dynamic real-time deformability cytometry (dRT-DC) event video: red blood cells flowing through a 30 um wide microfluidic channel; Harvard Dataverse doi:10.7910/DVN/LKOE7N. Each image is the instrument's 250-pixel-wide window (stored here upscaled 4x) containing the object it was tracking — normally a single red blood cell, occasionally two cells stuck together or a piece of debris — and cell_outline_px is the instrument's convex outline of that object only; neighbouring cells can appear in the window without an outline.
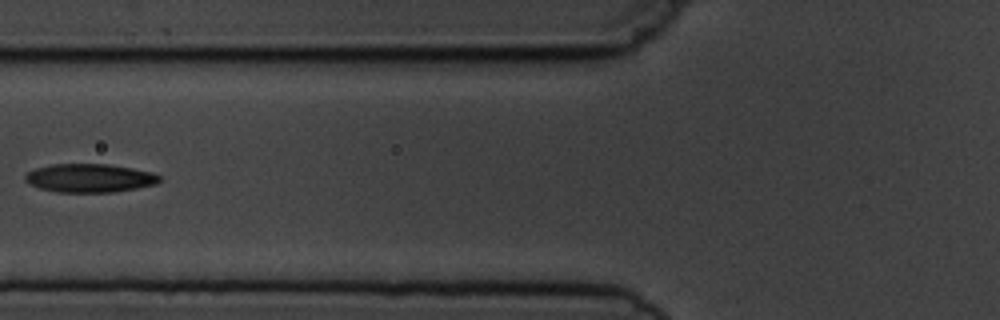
{"species": "common noctule bat (a hibernating species)", "species_latin": "Nyctalus noctula", "temperature_condition": "cold", "stored_images_in_passage": 8, "camera_frame_rate_fps": 3000, "um_per_image_px": 0.085, "animal": {"sex": "male", "body_mass_g": 19.5, "forearm_length_mm": 54.6}, "frame": {"image": 1, "passage_image": 7, "time_ms": 7.0, "image_size_px": [1000, 320], "cell_outline_px": [[160, 180], [156, 184], [136, 188], [112, 192], [56, 192], [40, 188], [24, 180], [24, 176], [28, 172], [36, 168], [52, 164], [108, 164], [132, 168], [152, 172], [160, 176]], "centroid_in_image_um": [7.62, 15.13], "position_along_channel_um": 118.2, "area_um2": 22.2}}
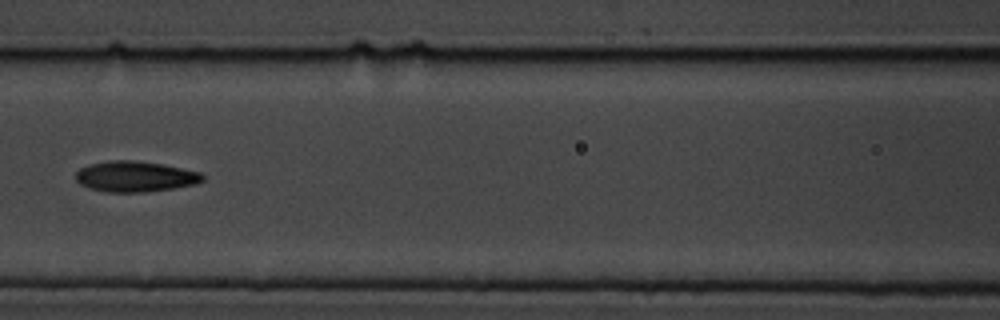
{"frame": {"image": 2, "passage_image": 8, "time_ms": 8.0, "image_size_px": [1000, 320], "cell_outline_px": [[204, 180], [196, 184], [172, 188], [144, 192], [104, 192], [80, 184], [76, 180], [76, 172], [80, 168], [88, 164], [112, 160], [132, 160], [164, 164], [200, 172], [204, 176]], "centroid_in_image_um": [11.49, 14.99], "position_along_channel_um": 155.1, "area_um2": 22.66}}